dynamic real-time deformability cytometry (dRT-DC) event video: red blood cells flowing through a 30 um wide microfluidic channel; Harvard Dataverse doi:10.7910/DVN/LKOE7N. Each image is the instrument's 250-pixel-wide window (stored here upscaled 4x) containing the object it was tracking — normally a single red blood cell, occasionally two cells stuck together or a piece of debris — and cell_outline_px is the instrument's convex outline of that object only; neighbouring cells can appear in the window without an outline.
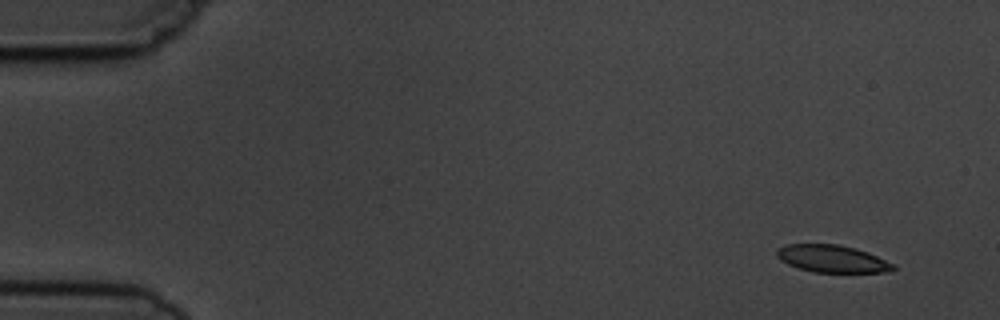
{"species": "common noctule bat (a hibernating species)", "species_latin": "Nyctalus noctula", "temperature_condition": "cold", "stored_images_in_passage": 6, "camera_frame_rate_fps": 3000, "um_per_image_px": 0.085, "animal": {"sex": "male", "body_mass_g": 19.5, "forearm_length_mm": 54.6}, "frame": {"image": 1, "passage_image": 1, "time_ms": 0.0, "image_size_px": [1000, 320], "cell_outline_px": [[896, 268], [892, 272], [812, 272], [788, 264], [780, 260], [776, 256], [776, 248], [788, 244], [840, 244], [856, 248], [868, 252], [896, 264]], "centroid_in_image_um": [70.76, 21.99], "position_along_channel_um": 14.2, "area_um2": 18.79}}
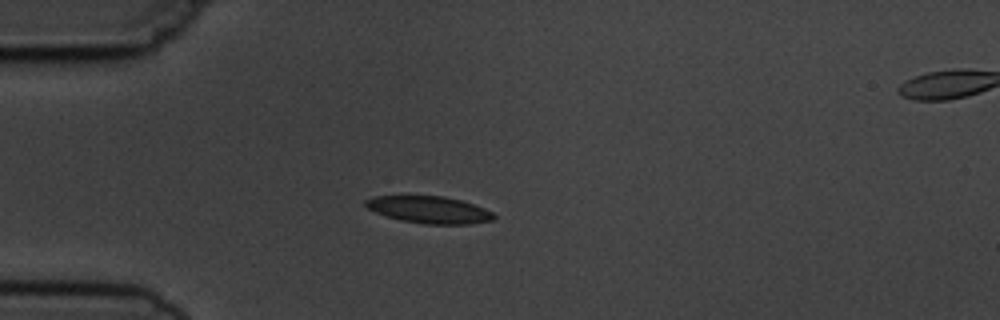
{"frame": {"image": 2, "passage_image": 4, "time_ms": 3.667, "image_size_px": [1000, 320], "cell_outline_px": [[496, 216], [492, 220], [472, 224], [424, 224], [400, 220], [376, 212], [368, 208], [364, 204], [364, 200], [372, 196], [444, 196], [460, 200], [484, 208], [492, 212]], "centroid_in_image_um": [36.47, 17.83], "position_along_channel_um": 48.5, "area_um2": 20.11}}
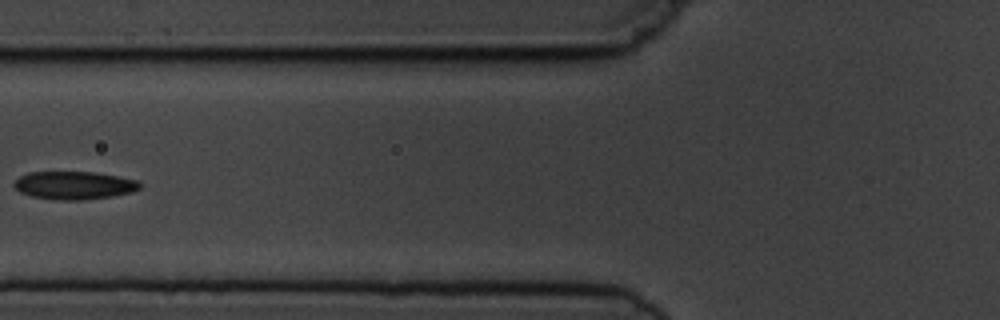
{"frame": {"image": 3, "passage_image": 6, "time_ms": 6.0, "image_size_px": [1000, 320], "cell_outline_px": [[140, 188], [132, 192], [112, 196], [80, 200], [60, 200], [32, 196], [20, 192], [12, 184], [20, 176], [28, 172], [96, 172], [120, 176], [136, 180], [140, 184]], "centroid_in_image_um": [6.3, 15.74], "position_along_channel_um": 119.5, "area_um2": 20.46}}